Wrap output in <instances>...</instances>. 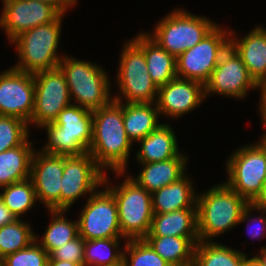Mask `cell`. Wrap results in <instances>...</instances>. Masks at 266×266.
Masks as SVG:
<instances>
[{
    "mask_svg": "<svg viewBox=\"0 0 266 266\" xmlns=\"http://www.w3.org/2000/svg\"><path fill=\"white\" fill-rule=\"evenodd\" d=\"M42 128L48 138L42 152L65 156L88 153L92 141V111L70 104L59 112L54 122Z\"/></svg>",
    "mask_w": 266,
    "mask_h": 266,
    "instance_id": "obj_3",
    "label": "cell"
},
{
    "mask_svg": "<svg viewBox=\"0 0 266 266\" xmlns=\"http://www.w3.org/2000/svg\"><path fill=\"white\" fill-rule=\"evenodd\" d=\"M59 67L65 75L71 100H74L72 104L95 111L113 100L108 73L100 65L65 54Z\"/></svg>",
    "mask_w": 266,
    "mask_h": 266,
    "instance_id": "obj_5",
    "label": "cell"
},
{
    "mask_svg": "<svg viewBox=\"0 0 266 266\" xmlns=\"http://www.w3.org/2000/svg\"><path fill=\"white\" fill-rule=\"evenodd\" d=\"M116 80L120 96L114 94L113 100L119 103L156 102L158 87L148 74L143 50L133 40L123 44Z\"/></svg>",
    "mask_w": 266,
    "mask_h": 266,
    "instance_id": "obj_9",
    "label": "cell"
},
{
    "mask_svg": "<svg viewBox=\"0 0 266 266\" xmlns=\"http://www.w3.org/2000/svg\"><path fill=\"white\" fill-rule=\"evenodd\" d=\"M247 204L248 202L225 182L197 194L199 240L212 241L237 227Z\"/></svg>",
    "mask_w": 266,
    "mask_h": 266,
    "instance_id": "obj_2",
    "label": "cell"
},
{
    "mask_svg": "<svg viewBox=\"0 0 266 266\" xmlns=\"http://www.w3.org/2000/svg\"><path fill=\"white\" fill-rule=\"evenodd\" d=\"M41 2L50 4L53 6L61 15H66L65 12L72 6L77 5V0H39ZM75 4V5H74Z\"/></svg>",
    "mask_w": 266,
    "mask_h": 266,
    "instance_id": "obj_38",
    "label": "cell"
},
{
    "mask_svg": "<svg viewBox=\"0 0 266 266\" xmlns=\"http://www.w3.org/2000/svg\"><path fill=\"white\" fill-rule=\"evenodd\" d=\"M247 254L217 241H199L195 245V266H245Z\"/></svg>",
    "mask_w": 266,
    "mask_h": 266,
    "instance_id": "obj_28",
    "label": "cell"
},
{
    "mask_svg": "<svg viewBox=\"0 0 266 266\" xmlns=\"http://www.w3.org/2000/svg\"><path fill=\"white\" fill-rule=\"evenodd\" d=\"M17 218L15 215L5 206L0 199V227L14 222Z\"/></svg>",
    "mask_w": 266,
    "mask_h": 266,
    "instance_id": "obj_40",
    "label": "cell"
},
{
    "mask_svg": "<svg viewBox=\"0 0 266 266\" xmlns=\"http://www.w3.org/2000/svg\"><path fill=\"white\" fill-rule=\"evenodd\" d=\"M85 240L78 235L75 239L68 241L63 246L55 249L48 260H61L82 264L84 266Z\"/></svg>",
    "mask_w": 266,
    "mask_h": 266,
    "instance_id": "obj_37",
    "label": "cell"
},
{
    "mask_svg": "<svg viewBox=\"0 0 266 266\" xmlns=\"http://www.w3.org/2000/svg\"><path fill=\"white\" fill-rule=\"evenodd\" d=\"M146 236L199 237L197 208L153 214L151 229Z\"/></svg>",
    "mask_w": 266,
    "mask_h": 266,
    "instance_id": "obj_24",
    "label": "cell"
},
{
    "mask_svg": "<svg viewBox=\"0 0 266 266\" xmlns=\"http://www.w3.org/2000/svg\"><path fill=\"white\" fill-rule=\"evenodd\" d=\"M124 129L128 138L137 142L162 123L156 103H122Z\"/></svg>",
    "mask_w": 266,
    "mask_h": 266,
    "instance_id": "obj_25",
    "label": "cell"
},
{
    "mask_svg": "<svg viewBox=\"0 0 266 266\" xmlns=\"http://www.w3.org/2000/svg\"><path fill=\"white\" fill-rule=\"evenodd\" d=\"M259 207L266 209V182L264 185V190L262 195L255 202Z\"/></svg>",
    "mask_w": 266,
    "mask_h": 266,
    "instance_id": "obj_43",
    "label": "cell"
},
{
    "mask_svg": "<svg viewBox=\"0 0 266 266\" xmlns=\"http://www.w3.org/2000/svg\"><path fill=\"white\" fill-rule=\"evenodd\" d=\"M137 142L141 143L136 153L137 163L166 161L181 154L174 129L167 123L162 122L156 130Z\"/></svg>",
    "mask_w": 266,
    "mask_h": 266,
    "instance_id": "obj_22",
    "label": "cell"
},
{
    "mask_svg": "<svg viewBox=\"0 0 266 266\" xmlns=\"http://www.w3.org/2000/svg\"><path fill=\"white\" fill-rule=\"evenodd\" d=\"M132 146L124 129L122 103L112 100L92 111V141L88 152L105 173L108 169L116 177L127 174Z\"/></svg>",
    "mask_w": 266,
    "mask_h": 266,
    "instance_id": "obj_1",
    "label": "cell"
},
{
    "mask_svg": "<svg viewBox=\"0 0 266 266\" xmlns=\"http://www.w3.org/2000/svg\"><path fill=\"white\" fill-rule=\"evenodd\" d=\"M225 165L228 175L225 183L248 203H255L266 182V147L263 143L259 140L236 149Z\"/></svg>",
    "mask_w": 266,
    "mask_h": 266,
    "instance_id": "obj_8",
    "label": "cell"
},
{
    "mask_svg": "<svg viewBox=\"0 0 266 266\" xmlns=\"http://www.w3.org/2000/svg\"><path fill=\"white\" fill-rule=\"evenodd\" d=\"M258 88L260 89V101H259V112H260V116H261V121L263 126H266V80H264L263 82H261L258 85Z\"/></svg>",
    "mask_w": 266,
    "mask_h": 266,
    "instance_id": "obj_39",
    "label": "cell"
},
{
    "mask_svg": "<svg viewBox=\"0 0 266 266\" xmlns=\"http://www.w3.org/2000/svg\"><path fill=\"white\" fill-rule=\"evenodd\" d=\"M34 152L28 138L22 145L0 153V189L30 178Z\"/></svg>",
    "mask_w": 266,
    "mask_h": 266,
    "instance_id": "obj_26",
    "label": "cell"
},
{
    "mask_svg": "<svg viewBox=\"0 0 266 266\" xmlns=\"http://www.w3.org/2000/svg\"><path fill=\"white\" fill-rule=\"evenodd\" d=\"M64 172V155L35 151L31 162V175L37 200L47 210H60L61 179Z\"/></svg>",
    "mask_w": 266,
    "mask_h": 266,
    "instance_id": "obj_17",
    "label": "cell"
},
{
    "mask_svg": "<svg viewBox=\"0 0 266 266\" xmlns=\"http://www.w3.org/2000/svg\"><path fill=\"white\" fill-rule=\"evenodd\" d=\"M89 195L79 213L78 230L84 240L125 238L121 234L114 196L104 186Z\"/></svg>",
    "mask_w": 266,
    "mask_h": 266,
    "instance_id": "obj_12",
    "label": "cell"
},
{
    "mask_svg": "<svg viewBox=\"0 0 266 266\" xmlns=\"http://www.w3.org/2000/svg\"><path fill=\"white\" fill-rule=\"evenodd\" d=\"M204 88L205 98L210 94H218L243 100L248 95L247 92L257 90L258 85L249 75L242 58L229 46L221 55Z\"/></svg>",
    "mask_w": 266,
    "mask_h": 266,
    "instance_id": "obj_14",
    "label": "cell"
},
{
    "mask_svg": "<svg viewBox=\"0 0 266 266\" xmlns=\"http://www.w3.org/2000/svg\"><path fill=\"white\" fill-rule=\"evenodd\" d=\"M230 46L242 58L257 85L266 80V27L257 25L240 39L230 29Z\"/></svg>",
    "mask_w": 266,
    "mask_h": 266,
    "instance_id": "obj_19",
    "label": "cell"
},
{
    "mask_svg": "<svg viewBox=\"0 0 266 266\" xmlns=\"http://www.w3.org/2000/svg\"><path fill=\"white\" fill-rule=\"evenodd\" d=\"M254 210H256V212L261 213L259 215L260 217L259 216L256 217V215L254 217L253 215H251L254 212ZM265 215H266V209L259 207L255 203H248L243 209L239 224L242 222H247V224H249L247 225V228L249 227L248 228L249 230L247 229V232L250 235V238L263 239L262 236L266 237V231H265L266 230V216ZM252 224H254L255 228H253ZM250 226H252V228H250Z\"/></svg>",
    "mask_w": 266,
    "mask_h": 266,
    "instance_id": "obj_36",
    "label": "cell"
},
{
    "mask_svg": "<svg viewBox=\"0 0 266 266\" xmlns=\"http://www.w3.org/2000/svg\"><path fill=\"white\" fill-rule=\"evenodd\" d=\"M125 176L122 183L115 186L112 182L109 184V177L105 174L103 186L114 196L120 230L125 240L143 239L151 229L152 194L129 174Z\"/></svg>",
    "mask_w": 266,
    "mask_h": 266,
    "instance_id": "obj_4",
    "label": "cell"
},
{
    "mask_svg": "<svg viewBox=\"0 0 266 266\" xmlns=\"http://www.w3.org/2000/svg\"><path fill=\"white\" fill-rule=\"evenodd\" d=\"M49 254L35 240L30 246L0 260L3 266H47Z\"/></svg>",
    "mask_w": 266,
    "mask_h": 266,
    "instance_id": "obj_35",
    "label": "cell"
},
{
    "mask_svg": "<svg viewBox=\"0 0 266 266\" xmlns=\"http://www.w3.org/2000/svg\"><path fill=\"white\" fill-rule=\"evenodd\" d=\"M188 156L183 152L175 158L166 161L139 163L142 170L131 178L151 194L164 186L178 181L186 173Z\"/></svg>",
    "mask_w": 266,
    "mask_h": 266,
    "instance_id": "obj_20",
    "label": "cell"
},
{
    "mask_svg": "<svg viewBox=\"0 0 266 266\" xmlns=\"http://www.w3.org/2000/svg\"><path fill=\"white\" fill-rule=\"evenodd\" d=\"M47 266H83L82 264L69 262V261H61V260H48Z\"/></svg>",
    "mask_w": 266,
    "mask_h": 266,
    "instance_id": "obj_41",
    "label": "cell"
},
{
    "mask_svg": "<svg viewBox=\"0 0 266 266\" xmlns=\"http://www.w3.org/2000/svg\"><path fill=\"white\" fill-rule=\"evenodd\" d=\"M35 82L33 73L9 68L0 73V115L31 120L34 110Z\"/></svg>",
    "mask_w": 266,
    "mask_h": 266,
    "instance_id": "obj_16",
    "label": "cell"
},
{
    "mask_svg": "<svg viewBox=\"0 0 266 266\" xmlns=\"http://www.w3.org/2000/svg\"><path fill=\"white\" fill-rule=\"evenodd\" d=\"M36 240L31 225L21 219L0 227V260L27 248Z\"/></svg>",
    "mask_w": 266,
    "mask_h": 266,
    "instance_id": "obj_32",
    "label": "cell"
},
{
    "mask_svg": "<svg viewBox=\"0 0 266 266\" xmlns=\"http://www.w3.org/2000/svg\"><path fill=\"white\" fill-rule=\"evenodd\" d=\"M152 249L171 266L193 264L195 245L199 237L145 236Z\"/></svg>",
    "mask_w": 266,
    "mask_h": 266,
    "instance_id": "obj_27",
    "label": "cell"
},
{
    "mask_svg": "<svg viewBox=\"0 0 266 266\" xmlns=\"http://www.w3.org/2000/svg\"><path fill=\"white\" fill-rule=\"evenodd\" d=\"M189 174L152 193L153 214L197 208V194Z\"/></svg>",
    "mask_w": 266,
    "mask_h": 266,
    "instance_id": "obj_23",
    "label": "cell"
},
{
    "mask_svg": "<svg viewBox=\"0 0 266 266\" xmlns=\"http://www.w3.org/2000/svg\"><path fill=\"white\" fill-rule=\"evenodd\" d=\"M121 238L85 240L84 266H118L123 265V247ZM121 247V250L120 248Z\"/></svg>",
    "mask_w": 266,
    "mask_h": 266,
    "instance_id": "obj_30",
    "label": "cell"
},
{
    "mask_svg": "<svg viewBox=\"0 0 266 266\" xmlns=\"http://www.w3.org/2000/svg\"><path fill=\"white\" fill-rule=\"evenodd\" d=\"M221 27L217 25L198 44L176 58L177 77L207 83L221 55L230 46V30Z\"/></svg>",
    "mask_w": 266,
    "mask_h": 266,
    "instance_id": "obj_10",
    "label": "cell"
},
{
    "mask_svg": "<svg viewBox=\"0 0 266 266\" xmlns=\"http://www.w3.org/2000/svg\"><path fill=\"white\" fill-rule=\"evenodd\" d=\"M259 253L255 257L260 261L263 266H266V246L259 249Z\"/></svg>",
    "mask_w": 266,
    "mask_h": 266,
    "instance_id": "obj_42",
    "label": "cell"
},
{
    "mask_svg": "<svg viewBox=\"0 0 266 266\" xmlns=\"http://www.w3.org/2000/svg\"><path fill=\"white\" fill-rule=\"evenodd\" d=\"M35 82L34 110L29 127L41 128L54 122L59 112L72 104L66 78L60 67L33 73ZM31 124V125H30Z\"/></svg>",
    "mask_w": 266,
    "mask_h": 266,
    "instance_id": "obj_11",
    "label": "cell"
},
{
    "mask_svg": "<svg viewBox=\"0 0 266 266\" xmlns=\"http://www.w3.org/2000/svg\"><path fill=\"white\" fill-rule=\"evenodd\" d=\"M64 17L60 15L55 21L34 27L16 37L10 44L16 46L19 61L12 68L36 73L58 67L65 56L57 52Z\"/></svg>",
    "mask_w": 266,
    "mask_h": 266,
    "instance_id": "obj_6",
    "label": "cell"
},
{
    "mask_svg": "<svg viewBox=\"0 0 266 266\" xmlns=\"http://www.w3.org/2000/svg\"><path fill=\"white\" fill-rule=\"evenodd\" d=\"M144 52L148 74L159 88L177 77L176 58L154 41L147 32L132 39Z\"/></svg>",
    "mask_w": 266,
    "mask_h": 266,
    "instance_id": "obj_21",
    "label": "cell"
},
{
    "mask_svg": "<svg viewBox=\"0 0 266 266\" xmlns=\"http://www.w3.org/2000/svg\"><path fill=\"white\" fill-rule=\"evenodd\" d=\"M218 24L206 16L194 15L183 8L169 12L147 34L169 54L177 58L198 44Z\"/></svg>",
    "mask_w": 266,
    "mask_h": 266,
    "instance_id": "obj_7",
    "label": "cell"
},
{
    "mask_svg": "<svg viewBox=\"0 0 266 266\" xmlns=\"http://www.w3.org/2000/svg\"><path fill=\"white\" fill-rule=\"evenodd\" d=\"M245 266H263L260 261L255 257L248 258V255L246 256L245 260Z\"/></svg>",
    "mask_w": 266,
    "mask_h": 266,
    "instance_id": "obj_44",
    "label": "cell"
},
{
    "mask_svg": "<svg viewBox=\"0 0 266 266\" xmlns=\"http://www.w3.org/2000/svg\"><path fill=\"white\" fill-rule=\"evenodd\" d=\"M266 128V126H263ZM260 141L263 143V145L266 147V133H264V135L262 136V138L260 139Z\"/></svg>",
    "mask_w": 266,
    "mask_h": 266,
    "instance_id": "obj_45",
    "label": "cell"
},
{
    "mask_svg": "<svg viewBox=\"0 0 266 266\" xmlns=\"http://www.w3.org/2000/svg\"><path fill=\"white\" fill-rule=\"evenodd\" d=\"M51 220L41 240L36 234L37 243L50 255L55 249L79 235L78 220L65 218L67 210H48Z\"/></svg>",
    "mask_w": 266,
    "mask_h": 266,
    "instance_id": "obj_29",
    "label": "cell"
},
{
    "mask_svg": "<svg viewBox=\"0 0 266 266\" xmlns=\"http://www.w3.org/2000/svg\"><path fill=\"white\" fill-rule=\"evenodd\" d=\"M0 28L10 43L22 33L55 21L61 14L50 4L39 0H1Z\"/></svg>",
    "mask_w": 266,
    "mask_h": 266,
    "instance_id": "obj_15",
    "label": "cell"
},
{
    "mask_svg": "<svg viewBox=\"0 0 266 266\" xmlns=\"http://www.w3.org/2000/svg\"><path fill=\"white\" fill-rule=\"evenodd\" d=\"M0 190V199L17 219H21L22 215L32 209L38 201L31 178L15 182Z\"/></svg>",
    "mask_w": 266,
    "mask_h": 266,
    "instance_id": "obj_31",
    "label": "cell"
},
{
    "mask_svg": "<svg viewBox=\"0 0 266 266\" xmlns=\"http://www.w3.org/2000/svg\"><path fill=\"white\" fill-rule=\"evenodd\" d=\"M105 174L89 152L82 155H64L60 210L69 211L80 197L96 192L98 187L103 186Z\"/></svg>",
    "mask_w": 266,
    "mask_h": 266,
    "instance_id": "obj_13",
    "label": "cell"
},
{
    "mask_svg": "<svg viewBox=\"0 0 266 266\" xmlns=\"http://www.w3.org/2000/svg\"><path fill=\"white\" fill-rule=\"evenodd\" d=\"M29 130L26 121L0 115V153L22 145L29 138Z\"/></svg>",
    "mask_w": 266,
    "mask_h": 266,
    "instance_id": "obj_34",
    "label": "cell"
},
{
    "mask_svg": "<svg viewBox=\"0 0 266 266\" xmlns=\"http://www.w3.org/2000/svg\"><path fill=\"white\" fill-rule=\"evenodd\" d=\"M122 264L123 266H171L144 239L125 241Z\"/></svg>",
    "mask_w": 266,
    "mask_h": 266,
    "instance_id": "obj_33",
    "label": "cell"
},
{
    "mask_svg": "<svg viewBox=\"0 0 266 266\" xmlns=\"http://www.w3.org/2000/svg\"><path fill=\"white\" fill-rule=\"evenodd\" d=\"M205 101V88L200 82L175 77L158 88L156 106L160 115L180 118Z\"/></svg>",
    "mask_w": 266,
    "mask_h": 266,
    "instance_id": "obj_18",
    "label": "cell"
}]
</instances>
